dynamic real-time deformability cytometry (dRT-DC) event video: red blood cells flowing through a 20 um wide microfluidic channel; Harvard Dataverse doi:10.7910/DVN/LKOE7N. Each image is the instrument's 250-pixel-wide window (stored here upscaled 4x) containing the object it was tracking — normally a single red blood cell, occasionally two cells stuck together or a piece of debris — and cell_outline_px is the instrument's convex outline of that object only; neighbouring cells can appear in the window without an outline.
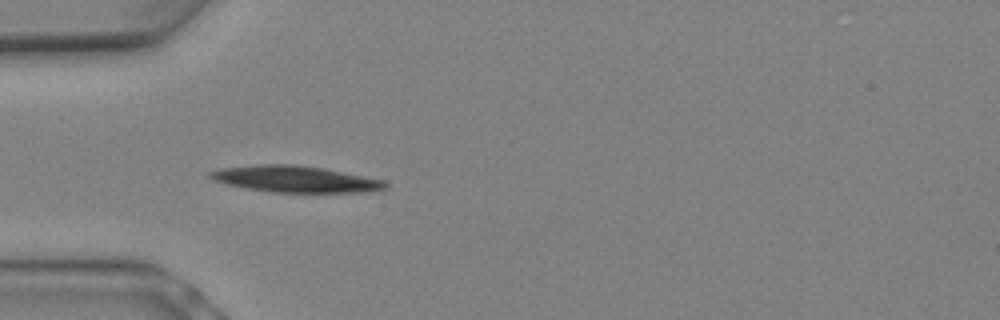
{"species": "Egyptian fruit bat (a non-hibernating species)", "species_latin": "Rousettus aegyptiacus", "temperature_condition": "warm", "stored_images_in_passage": 11, "camera_frame_rate_fps": 3000, "um_per_image_px": 0.085, "animal": {"sex": "female"}, "frame": {"image": 1, "passage_image": 7, "time_ms": 2.0, "image_size_px": [1000, 320], "cell_outline_px": [[388, 188], [372, 192], [272, 192], [248, 188], [228, 184], [212, 180], [208, 176], [208, 172], [220, 168], [256, 164], [296, 164], [324, 168], [384, 180], [388, 184]], "centroid_in_image_um": [25.12, 15.21], "position_along_channel_um": 59.9, "area_um2": 27.11}}
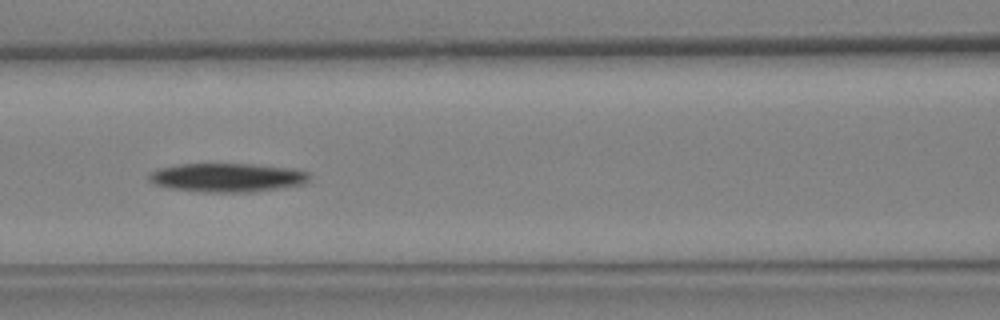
{"frame": {"image": 2, "passage_image": 10, "time_ms": 3.0, "image_size_px": [1000, 320], "cell_outline_px": [[312, 180], [308, 184], [248, 192], [200, 192], [168, 188], [152, 184], [148, 180], [148, 176], [152, 172], [160, 168], [180, 164], [256, 164], [296, 168], [308, 172], [312, 176]], "centroid_in_image_um": [19.39, 15.09], "position_along_channel_um": 147.2, "area_um2": 27.4}}